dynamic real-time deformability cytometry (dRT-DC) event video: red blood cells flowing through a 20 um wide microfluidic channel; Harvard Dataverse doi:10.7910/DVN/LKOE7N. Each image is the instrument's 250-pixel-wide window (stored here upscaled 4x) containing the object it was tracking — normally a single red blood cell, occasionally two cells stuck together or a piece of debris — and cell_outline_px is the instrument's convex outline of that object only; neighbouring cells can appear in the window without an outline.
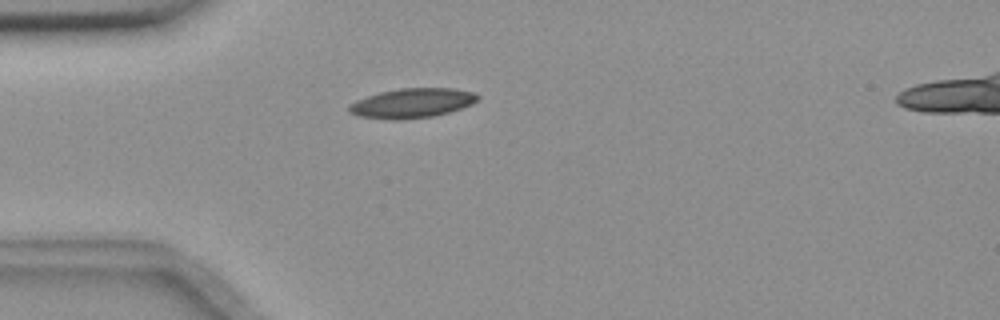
{"species": "common noctule bat (a hibernating species)", "species_latin": "Nyctalus noctula", "temperature_condition": "room temperature", "stored_images_in_passage": 1, "camera_frame_rate_fps": 3000, "um_per_image_px": 0.085, "animal": {"sex": "female", "body_mass_g": 18.4}, "frame": {"image": 1, "passage_image": 1, "time_ms": 0.0, "image_size_px": [1000, 320], "cell_outline_px": [[480, 96], [472, 104], [448, 112], [432, 116], [400, 120], [392, 120], [356, 116], [348, 112], [348, 104], [356, 100], [380, 92], [400, 88], [452, 88], [472, 92]], "centroid_in_image_um": [34.96, 8.77], "position_along_channel_um": 50.0, "area_um2": 22.14}}